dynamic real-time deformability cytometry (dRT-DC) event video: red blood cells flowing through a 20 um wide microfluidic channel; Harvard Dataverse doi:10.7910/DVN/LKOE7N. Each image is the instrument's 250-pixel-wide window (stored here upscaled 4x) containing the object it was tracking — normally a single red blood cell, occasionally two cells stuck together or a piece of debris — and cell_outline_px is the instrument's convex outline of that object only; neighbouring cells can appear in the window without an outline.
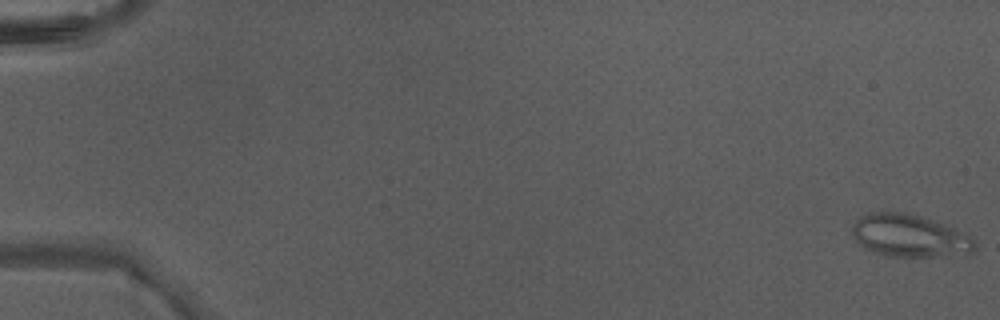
{"species": "Egyptian fruit bat (a non-hibernating species)", "species_latin": "Rousettus aegyptiacus", "temperature_condition": "warm", "stored_images_in_passage": 6, "camera_frame_rate_fps": 3000, "um_per_image_px": 0.085, "animal": {"sex": "male"}, "frame": {"image": 1, "passage_image": 1, "time_ms": 0.0, "image_size_px": [1000, 320], "cell_outline_px": [[976, 248], [972, 252], [932, 256], [884, 256], [864, 248], [852, 236], [852, 224], [860, 216], [868, 212], [892, 208], [920, 216], [944, 224], [964, 232], [976, 240]], "centroid_in_image_um": [77.24, 19.99], "position_along_channel_um": 7.8, "area_um2": 30.87}}